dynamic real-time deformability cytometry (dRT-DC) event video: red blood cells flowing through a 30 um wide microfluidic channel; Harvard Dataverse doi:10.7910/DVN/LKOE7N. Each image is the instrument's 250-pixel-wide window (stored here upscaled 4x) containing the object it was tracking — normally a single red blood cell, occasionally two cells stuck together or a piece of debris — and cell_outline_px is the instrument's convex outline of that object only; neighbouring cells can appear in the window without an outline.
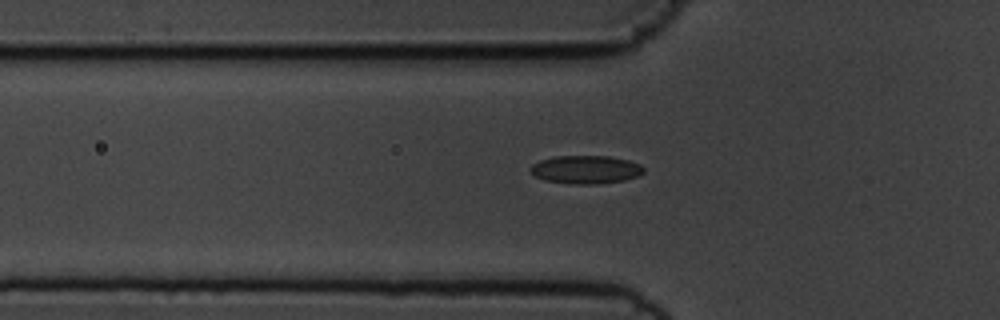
{"species": "common noctule bat (a hibernating species)", "species_latin": "Nyctalus noctula", "temperature_condition": "cold", "stored_images_in_passage": 18, "camera_frame_rate_fps": 3000, "um_per_image_px": 0.085, "animal": {"sex": "male", "body_mass_g": 19.5, "forearm_length_mm": 54.6}, "frame": {"image": 1, "passage_image": 2, "time_ms": 0.333, "image_size_px": [1000, 320], "cell_outline_px": [[644, 172], [636, 176], [624, 180], [596, 184], [572, 184], [544, 180], [536, 176], [532, 172], [532, 164], [540, 160], [552, 156], [608, 156], [628, 160], [640, 164], [644, 168]], "centroid_in_image_um": [49.79, 14.41], "position_along_channel_um": 76.0, "area_um2": 18.5}}
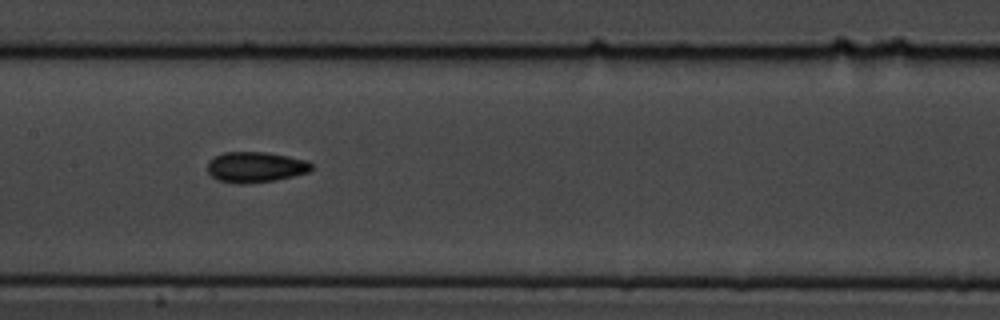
{"frame": {"image": 2, "passage_image": 11, "time_ms": 3.333, "image_size_px": [1000, 320], "cell_outline_px": [[312, 168], [308, 172], [276, 180], [244, 184], [236, 184], [220, 180], [212, 176], [208, 172], [208, 160], [224, 152], [264, 152], [288, 156], [308, 160], [312, 164]], "centroid_in_image_um": [21.72, 14.2], "position_along_channel_um": 185.7, "area_um2": 18.5}}
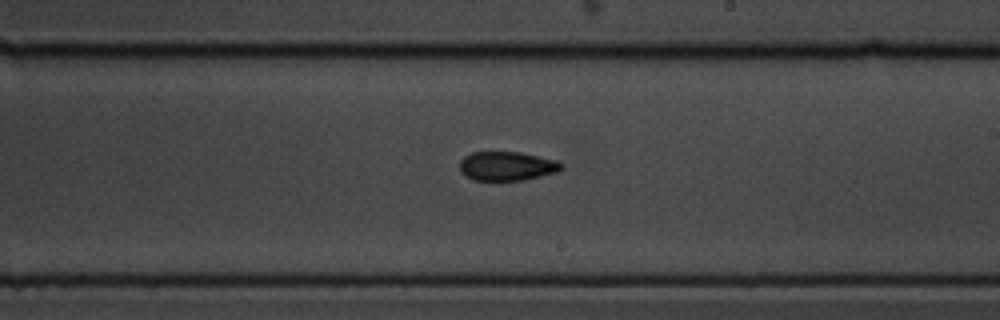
{"frame": {"image": 3, "passage_image": 16, "time_ms": 5.0, "image_size_px": [1000, 320], "cell_outline_px": [[564, 168], [560, 172], [524, 180], [472, 180], [464, 176], [460, 172], [460, 160], [464, 156], [472, 152], [520, 152], [540, 156], [556, 160], [564, 164]], "centroid_in_image_um": [43.12, 14.12], "position_along_channel_um": 245.9, "area_um2": 17.57}}